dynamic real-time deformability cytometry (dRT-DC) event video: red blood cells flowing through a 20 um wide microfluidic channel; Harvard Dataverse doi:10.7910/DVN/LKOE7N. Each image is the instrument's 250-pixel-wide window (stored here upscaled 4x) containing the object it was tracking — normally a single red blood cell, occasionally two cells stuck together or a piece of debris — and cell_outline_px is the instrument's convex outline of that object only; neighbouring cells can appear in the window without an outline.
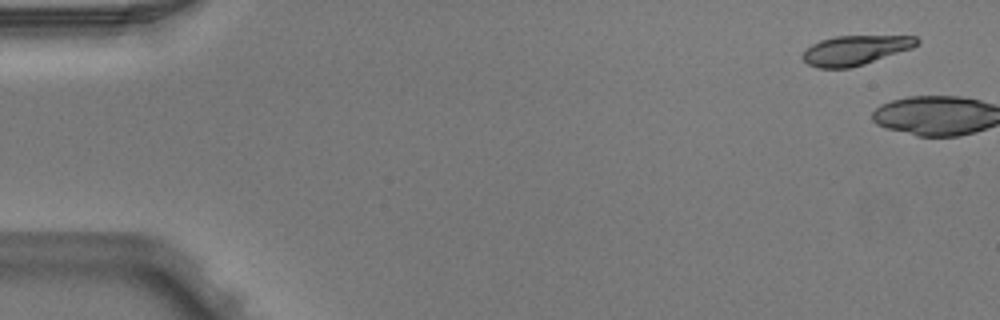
{"species": "Egyptian fruit bat (a non-hibernating species)", "species_latin": "Rousettus aegyptiacus", "temperature_condition": "warm", "stored_images_in_passage": 5, "camera_frame_rate_fps": 3000, "um_per_image_px": 0.085, "animal": {"sex": "male"}, "frame": {"image": 1, "passage_image": 1, "time_ms": 0.0, "image_size_px": [1000, 320], "cell_outline_px": [[920, 44], [912, 48], [864, 64], [848, 68], [820, 68], [808, 64], [800, 56], [812, 44], [820, 40], [836, 36], [916, 36], [920, 40]], "centroid_in_image_um": [72.72, 4.26], "position_along_channel_um": 12.3, "area_um2": 19.59}}